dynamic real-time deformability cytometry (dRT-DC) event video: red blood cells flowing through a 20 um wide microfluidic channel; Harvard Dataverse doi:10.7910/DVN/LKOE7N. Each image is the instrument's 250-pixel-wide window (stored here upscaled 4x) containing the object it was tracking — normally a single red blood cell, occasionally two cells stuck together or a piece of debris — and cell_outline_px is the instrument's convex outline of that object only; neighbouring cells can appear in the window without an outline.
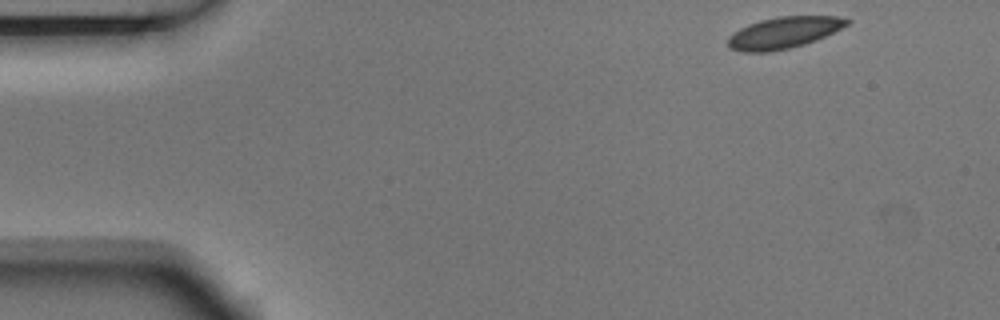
{"species": "Egyptian fruit bat (a non-hibernating species)", "species_latin": "Rousettus aegyptiacus", "temperature_condition": "room temperature", "stored_images_in_passage": 4, "camera_frame_rate_fps": 3000, "um_per_image_px": 0.085, "animal": {"sex": "male"}, "frame": {"image": 1, "passage_image": 1, "time_ms": 0.0, "image_size_px": [1000, 320], "cell_outline_px": [[852, 20], [848, 24], [816, 40], [804, 44], [772, 52], [740, 52], [732, 48], [728, 44], [728, 36], [732, 32], [748, 24], [760, 20], [776, 16], [836, 16]], "centroid_in_image_um": [66.58, 2.77], "position_along_channel_um": 18.4, "area_um2": 21.79}}
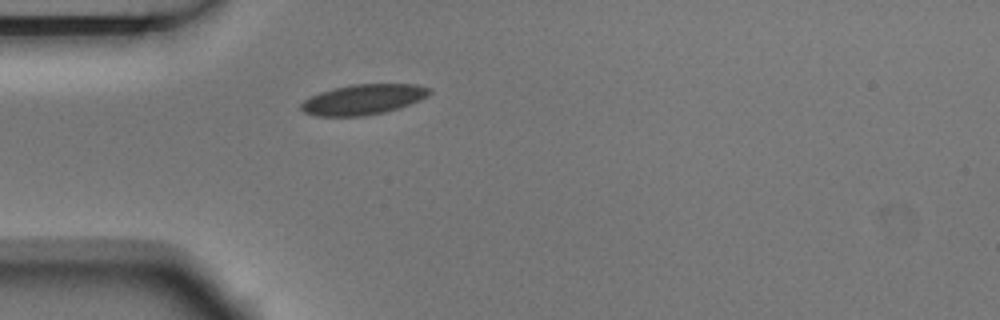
{"frame": {"image": 2, "passage_image": 4, "time_ms": 1.0, "image_size_px": [1000, 320], "cell_outline_px": [[432, 92], [428, 96], [420, 100], [384, 112], [364, 116], [316, 116], [304, 112], [300, 108], [300, 104], [304, 100], [320, 92], [332, 88], [352, 84], [416, 84], [432, 88]], "centroid_in_image_um": [30.88, 8.44], "position_along_channel_um": 54.1, "area_um2": 22.66}}